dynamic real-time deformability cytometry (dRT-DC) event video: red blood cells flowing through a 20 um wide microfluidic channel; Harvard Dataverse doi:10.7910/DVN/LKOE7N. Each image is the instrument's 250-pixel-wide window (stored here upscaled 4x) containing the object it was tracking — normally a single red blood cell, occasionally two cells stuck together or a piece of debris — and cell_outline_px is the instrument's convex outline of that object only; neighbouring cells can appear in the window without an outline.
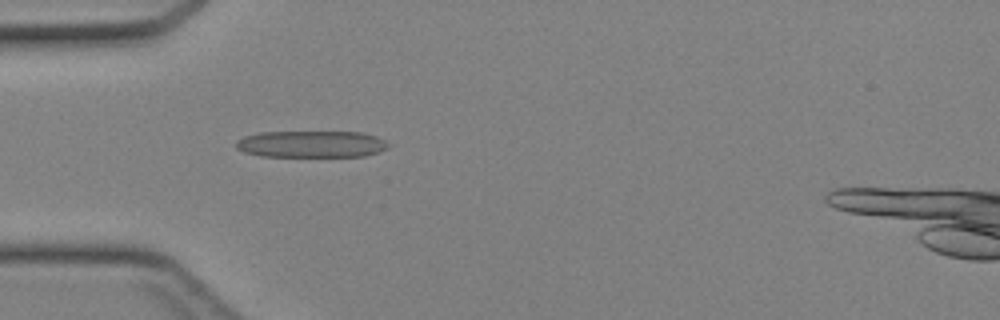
{"species": "Egyptian fruit bat (a non-hibernating species)", "species_latin": "Rousettus aegyptiacus", "temperature_condition": "cold", "stored_images_in_passage": 29, "camera_frame_rate_fps": 3000, "um_per_image_px": 0.085, "animal": {"sex": "female"}, "frame": {"image": 1, "passage_image": 1, "time_ms": 0.0, "image_size_px": [1000, 320], "cell_outline_px": [[392, 144], [388, 148], [364, 156], [260, 156], [244, 152], [236, 148], [236, 140], [244, 136], [260, 132], [360, 132], [376, 136]], "centroid_in_image_um": [26.46, 12.24], "position_along_channel_um": 58.5, "area_um2": 23.76}}
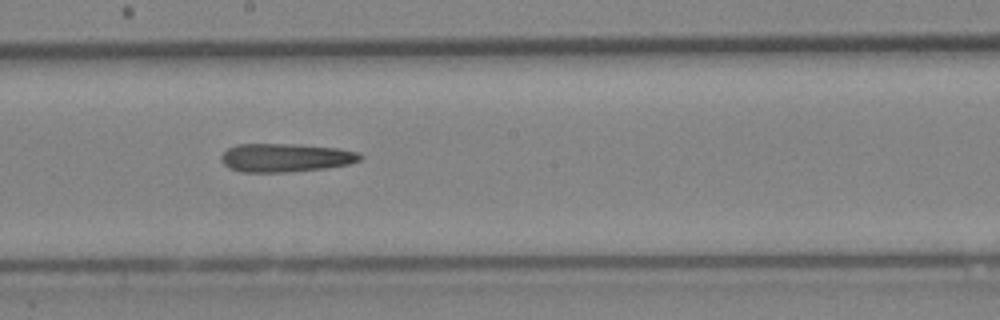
{"frame": {"image": 2, "passage_image": 12, "time_ms": 3.667, "image_size_px": [1000, 320], "cell_outline_px": [[364, 156], [360, 160], [348, 164], [324, 168], [288, 172], [240, 172], [228, 168], [220, 160], [220, 156], [228, 148], [236, 144], [296, 144], [336, 148], [356, 152]], "centroid_in_image_um": [24.22, 13.4], "position_along_channel_um": 224.0, "area_um2": 23.06}}
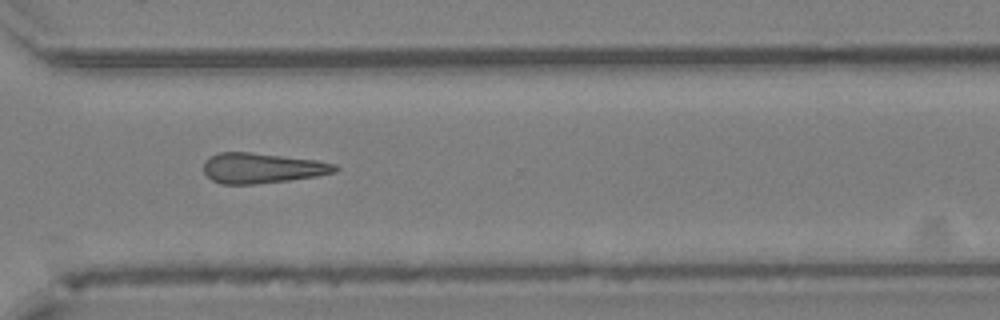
{"frame": {"image": 3, "passage_image": 20, "time_ms": 6.333, "image_size_px": [1000, 320], "cell_outline_px": [[340, 168], [332, 172], [316, 176], [288, 180], [252, 184], [220, 184], [212, 180], [204, 172], [204, 160], [220, 152], [248, 152], [316, 160], [336, 164]], "centroid_in_image_um": [22.25, 14.29], "position_along_channel_um": 348.4, "area_um2": 22.89}}